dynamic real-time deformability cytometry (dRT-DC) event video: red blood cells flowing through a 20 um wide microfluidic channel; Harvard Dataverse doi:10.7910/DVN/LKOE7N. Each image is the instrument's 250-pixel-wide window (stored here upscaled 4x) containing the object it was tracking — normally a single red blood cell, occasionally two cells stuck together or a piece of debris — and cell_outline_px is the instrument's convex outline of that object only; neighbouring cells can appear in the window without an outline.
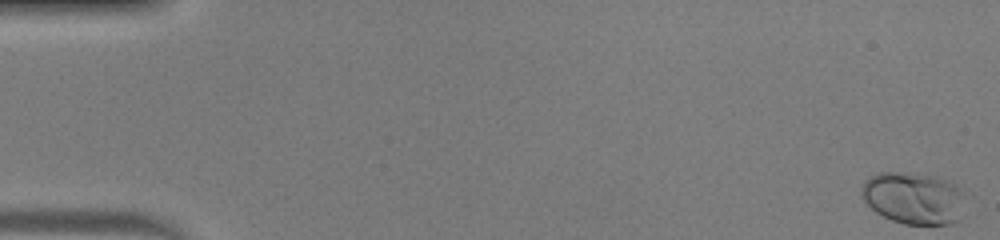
{"species": "human", "species_latin": "Homo sapiens", "temperature_condition": "warm", "stored_images_in_passage": 49, "camera_frame_rate_fps": 3000, "um_per_image_px": 0.085, "donor": {"sex": "male"}, "frame": {"image": 1, "passage_image": 1, "time_ms": 0.0, "image_size_px": [1000, 240], "cell_outline_px": [[960, 220], [952, 224], [904, 224], [892, 220], [876, 212], [860, 196], [860, 188], [864, 180], [876, 172], [896, 172], [932, 176], [944, 180], [952, 184], [960, 192]], "centroid_in_image_um": [77.54, 16.84], "position_along_channel_um": 7.5, "area_um2": 30.81}}
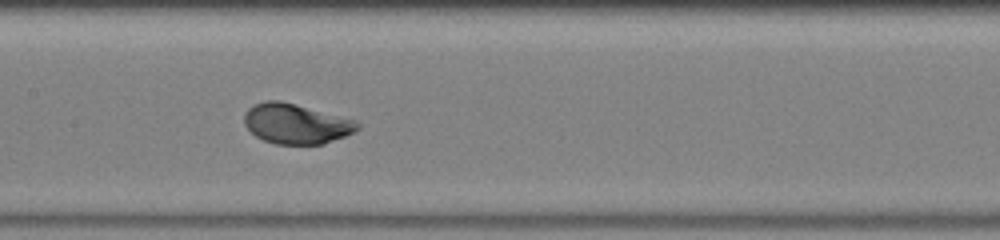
{"frame": {"image": 2, "passage_image": 25, "time_ms": 8.0, "image_size_px": [1000, 240], "cell_outline_px": [[360, 128], [356, 132], [324, 144], [276, 144], [264, 140], [256, 136], [244, 124], [244, 112], [252, 104], [264, 100], [280, 100], [296, 104], [356, 120], [360, 124]], "centroid_in_image_um": [25.17, 10.51], "position_along_channel_um": 182.2, "area_um2": 26.65}}
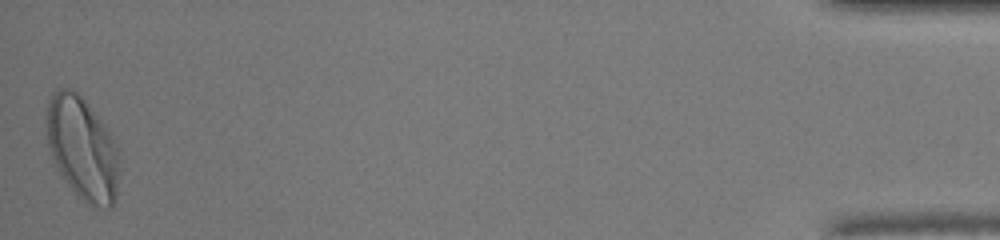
{"frame": {"image": 3, "passage_image": 49, "time_ms": 16.0, "image_size_px": [1000, 240], "cell_outline_px": [[120, 152], [116, 196], [112, 204], [108, 208], [104, 208], [84, 204], [68, 184], [60, 172], [52, 156], [48, 144], [48, 100], [60, 88], [72, 88], [84, 100], [112, 136]], "centroid_in_image_um": [7.04, 12.66], "position_along_channel_um": 428.2, "area_um2": 42.95}, "authors_computed_cell_mechanics": {"area_um2": 26.4146, "velocity_mm_per_s": 4.2437, "shape_relaxation_time_tau1_ms": 2.164, "shape_relaxation_time_tau2_ms": null, "deformation_change_tau1": 0.1389, "deformation_change_tau2": null}}